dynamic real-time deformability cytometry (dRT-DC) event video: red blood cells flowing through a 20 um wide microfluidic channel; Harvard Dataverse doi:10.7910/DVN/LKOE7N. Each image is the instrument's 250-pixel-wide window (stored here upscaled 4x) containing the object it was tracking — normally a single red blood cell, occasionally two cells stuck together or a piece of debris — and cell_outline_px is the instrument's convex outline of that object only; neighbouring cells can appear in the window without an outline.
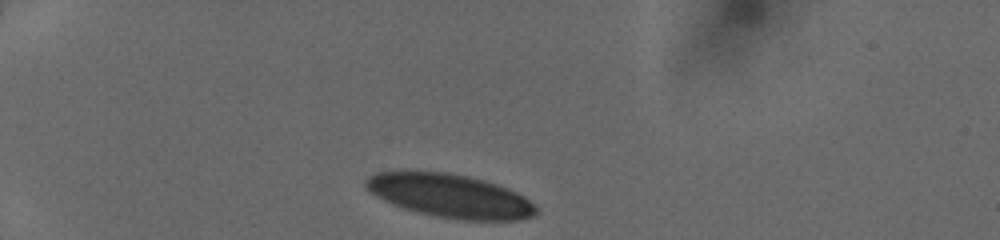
{"species": "human", "species_latin": "Homo sapiens", "temperature_condition": "cold", "stored_images_in_passage": 31, "camera_frame_rate_fps": 3000, "um_per_image_px": 0.085, "donor": {"sex": "female"}, "frame": {"image": 1, "passage_image": 1, "time_ms": 0.0, "image_size_px": [1000, 240], "cell_outline_px": [[540, 212], [532, 216], [520, 220], [456, 220], [416, 212], [392, 204], [368, 192], [364, 184], [364, 180], [368, 176], [376, 172], [444, 172], [468, 176], [496, 184], [508, 188], [524, 196], [540, 208]], "centroid_in_image_um": [38.27, 16.66], "position_along_channel_um": 46.7, "area_um2": 43.29}}
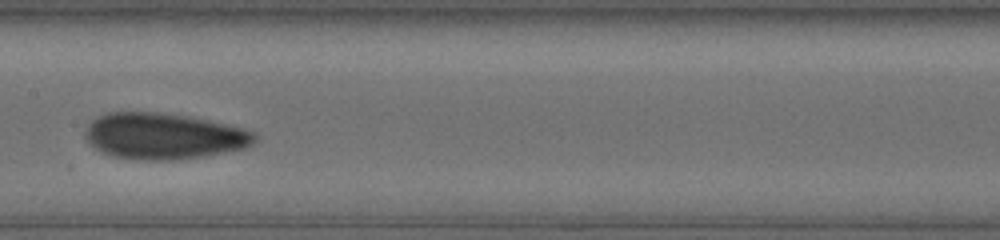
{"frame": {"image": 2, "passage_image": 15, "time_ms": 4.667, "image_size_px": [1000, 240], "cell_outline_px": [[256, 140], [252, 144], [244, 148], [204, 156], [172, 160], [144, 160], [112, 156], [100, 152], [84, 136], [84, 132], [88, 124], [96, 116], [108, 112], [160, 112], [188, 116], [208, 120], [244, 128], [256, 132]], "centroid_in_image_um": [13.9, 11.56], "position_along_channel_um": 193.5, "area_um2": 45.66}}
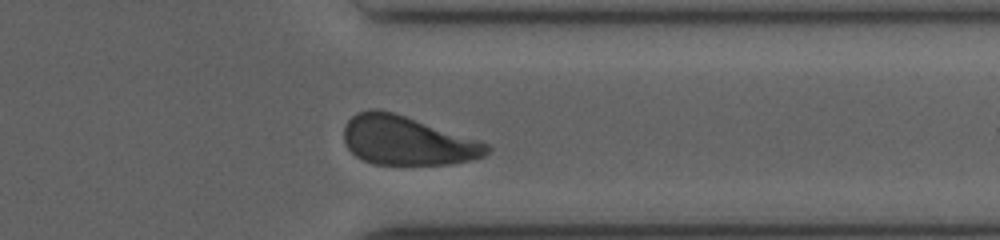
{"frame": {"image": 3, "passage_image": 28, "time_ms": 9.0, "image_size_px": [1000, 240], "cell_outline_px": [[492, 148], [484, 156], [472, 160], [452, 164], [372, 164], [356, 156], [348, 148], [344, 140], [344, 124], [356, 112], [368, 108], [376, 108], [392, 112], [480, 140], [488, 144]], "centroid_in_image_um": [34.6, 11.95], "position_along_channel_um": 376.8, "area_um2": 40.86}}